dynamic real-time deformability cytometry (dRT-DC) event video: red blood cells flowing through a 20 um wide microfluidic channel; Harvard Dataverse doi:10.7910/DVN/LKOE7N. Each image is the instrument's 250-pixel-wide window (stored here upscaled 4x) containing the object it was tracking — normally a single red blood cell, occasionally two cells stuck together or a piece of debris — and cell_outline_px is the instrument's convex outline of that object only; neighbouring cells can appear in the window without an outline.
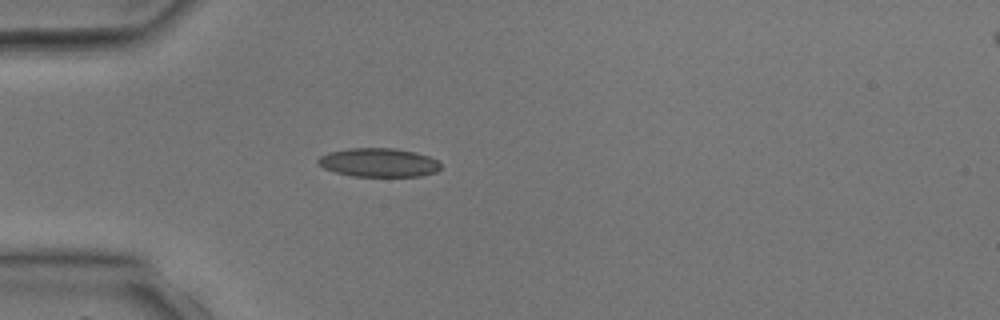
{"species": "common noctule bat (a hibernating species)", "species_latin": "Nyctalus noctula", "temperature_condition": "room temperature", "stored_images_in_passage": 2, "camera_frame_rate_fps": 3000, "um_per_image_px": 0.085, "animal": {"sex": "male", "body_mass_g": 17.9, "forearm_length_mm": 54.2}, "frame": {"image": 1, "passage_image": 1, "time_ms": 0.0, "image_size_px": [1000, 320], "cell_outline_px": [[440, 168], [436, 172], [420, 176], [352, 176], [336, 172], [324, 168], [316, 160], [320, 156], [328, 152], [348, 148], [396, 148], [416, 152], [428, 156], [436, 160], [440, 164]], "centroid_in_image_um": [32.18, 13.81], "position_along_channel_um": 52.8, "area_um2": 20.52}}